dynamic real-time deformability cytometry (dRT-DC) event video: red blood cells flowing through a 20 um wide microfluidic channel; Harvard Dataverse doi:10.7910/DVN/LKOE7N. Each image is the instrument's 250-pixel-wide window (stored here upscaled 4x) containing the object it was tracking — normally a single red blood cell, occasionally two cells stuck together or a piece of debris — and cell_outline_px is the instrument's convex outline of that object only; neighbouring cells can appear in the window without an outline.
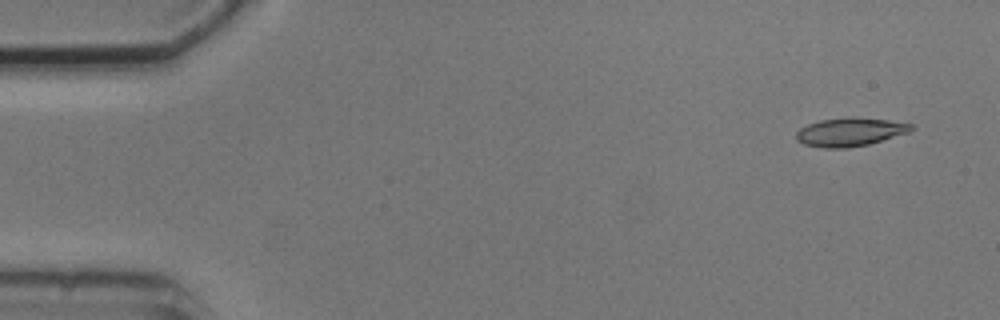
{"species": "common noctule bat (a hibernating species)", "species_latin": "Nyctalus noctula", "temperature_condition": "cold", "stored_images_in_passage": 4, "camera_frame_rate_fps": 3000, "um_per_image_px": 0.085, "animal": {"sex": "male", "body_mass_g": 20.5, "forearm_length_mm": 52.5}, "frame": {"image": 1, "passage_image": 1, "time_ms": 0.0, "image_size_px": [1000, 320], "cell_outline_px": [[916, 128], [908, 132], [868, 144], [848, 148], [824, 148], [804, 144], [796, 140], [796, 132], [800, 128], [808, 124], [820, 120], [888, 120], [912, 124]], "centroid_in_image_um": [72.22, 11.27], "position_along_channel_um": 12.8, "area_um2": 18.09}}
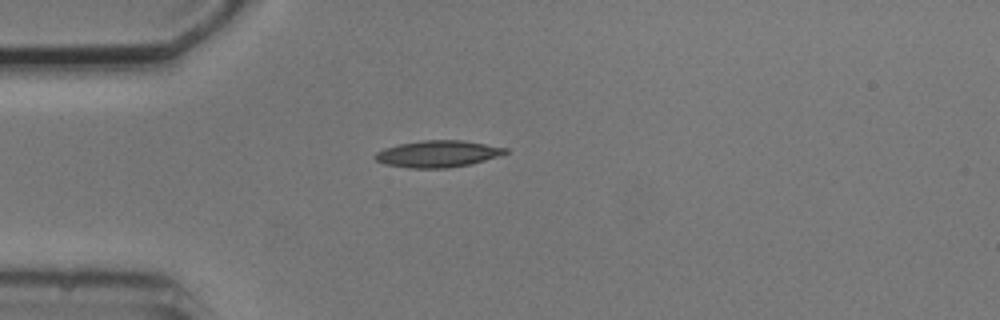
{"frame": {"image": 2, "passage_image": 4, "time_ms": 3.667, "image_size_px": [1000, 320], "cell_outline_px": [[508, 152], [500, 156], [468, 164], [448, 168], [408, 168], [384, 164], [376, 160], [372, 156], [376, 152], [384, 148], [400, 144], [420, 140], [460, 140], [508, 148]], "centroid_in_image_um": [37.17, 13.08], "position_along_channel_um": 47.8, "area_um2": 20.23}}